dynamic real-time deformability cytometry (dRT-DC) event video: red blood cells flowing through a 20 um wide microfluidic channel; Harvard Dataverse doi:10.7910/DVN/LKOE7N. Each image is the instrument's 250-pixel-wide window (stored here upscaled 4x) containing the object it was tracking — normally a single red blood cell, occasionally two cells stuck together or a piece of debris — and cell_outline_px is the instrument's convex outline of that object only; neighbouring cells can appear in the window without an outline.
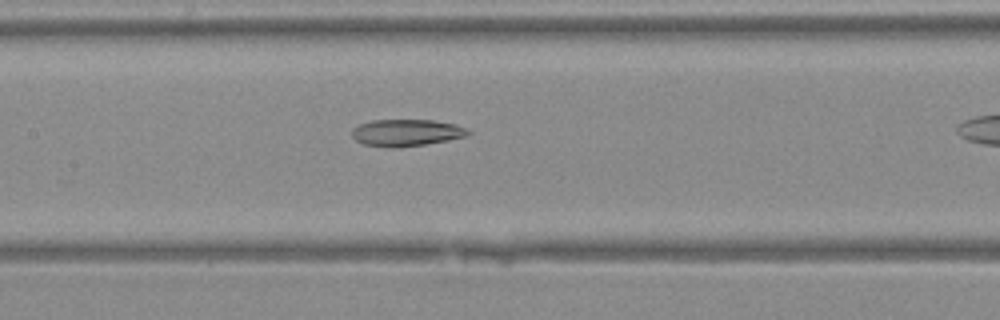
{"species": "Egyptian fruit bat (a non-hibernating species)", "species_latin": "Rousettus aegyptiacus", "temperature_condition": "warm", "stored_images_in_passage": 30, "camera_frame_rate_fps": 3000, "um_per_image_px": 0.085, "animal": {"sex": "female"}, "frame": {"image": 1, "passage_image": 16, "time_ms": 5.0, "image_size_px": [1000, 320], "cell_outline_px": [[472, 132], [468, 136], [448, 140], [424, 144], [396, 148], [364, 144], [356, 140], [352, 136], [352, 128], [360, 124], [372, 120], [432, 120], [456, 124], [468, 128]], "centroid_in_image_um": [34.58, 11.27], "position_along_channel_um": 172.8, "area_um2": 18.21}}
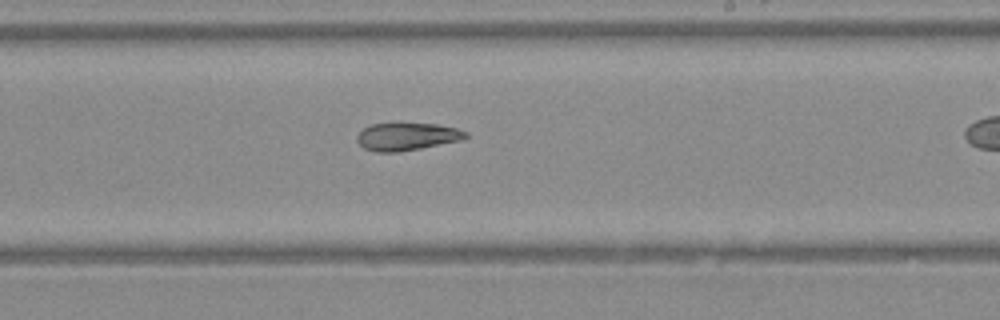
{"frame": {"image": 2, "passage_image": 21, "time_ms": 6.667, "image_size_px": [1000, 320], "cell_outline_px": [[468, 136], [460, 140], [400, 152], [376, 152], [364, 148], [356, 140], [356, 136], [364, 128], [372, 124], [436, 124], [456, 128], [468, 132]], "centroid_in_image_um": [34.57, 11.62], "position_along_channel_um": 254.4, "area_um2": 17.22}}
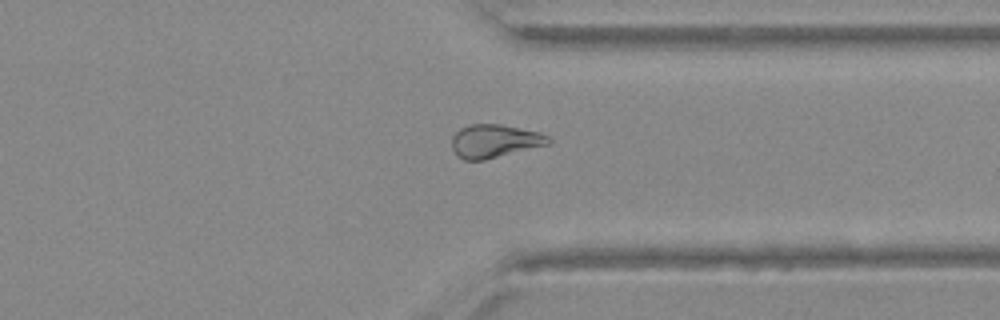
{"frame": {"image": 3, "passage_image": 28, "time_ms": 9.0, "image_size_px": [1000, 320], "cell_outline_px": [[552, 144], [484, 160], [464, 160], [456, 156], [452, 148], [452, 136], [460, 128], [468, 124], [500, 124], [536, 132], [548, 136], [552, 140]], "centroid_in_image_um": [42.03, 12.0], "position_along_channel_um": 369.4, "area_um2": 18.84}}